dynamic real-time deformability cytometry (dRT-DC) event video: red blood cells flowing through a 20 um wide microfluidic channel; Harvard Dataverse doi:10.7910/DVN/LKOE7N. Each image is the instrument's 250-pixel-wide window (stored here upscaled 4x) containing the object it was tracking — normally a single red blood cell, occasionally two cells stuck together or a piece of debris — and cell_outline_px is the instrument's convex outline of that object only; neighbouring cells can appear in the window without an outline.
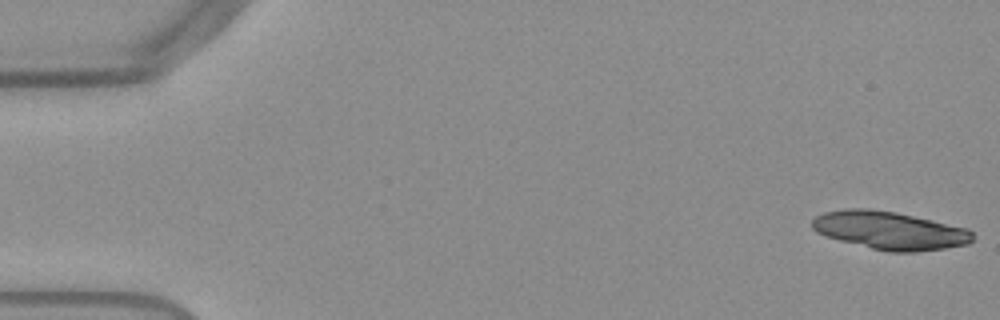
{"species": "Egyptian fruit bat (a non-hibernating species)", "species_latin": "Rousettus aegyptiacus", "temperature_condition": "warm", "stored_images_in_passage": 12, "camera_frame_rate_fps": 3000, "um_per_image_px": 0.085, "frame": {"image": 1, "passage_image": 1, "time_ms": 0.0, "image_size_px": [1000, 320], "cell_outline_px": [[972, 240], [968, 244], [944, 248], [916, 252], [888, 252], [824, 236], [816, 232], [812, 228], [812, 220], [816, 216], [824, 212], [844, 208], [868, 208], [896, 212], [968, 228], [972, 232]], "centroid_in_image_um": [75.6, 19.58], "position_along_channel_um": 9.4, "area_um2": 35.55}}